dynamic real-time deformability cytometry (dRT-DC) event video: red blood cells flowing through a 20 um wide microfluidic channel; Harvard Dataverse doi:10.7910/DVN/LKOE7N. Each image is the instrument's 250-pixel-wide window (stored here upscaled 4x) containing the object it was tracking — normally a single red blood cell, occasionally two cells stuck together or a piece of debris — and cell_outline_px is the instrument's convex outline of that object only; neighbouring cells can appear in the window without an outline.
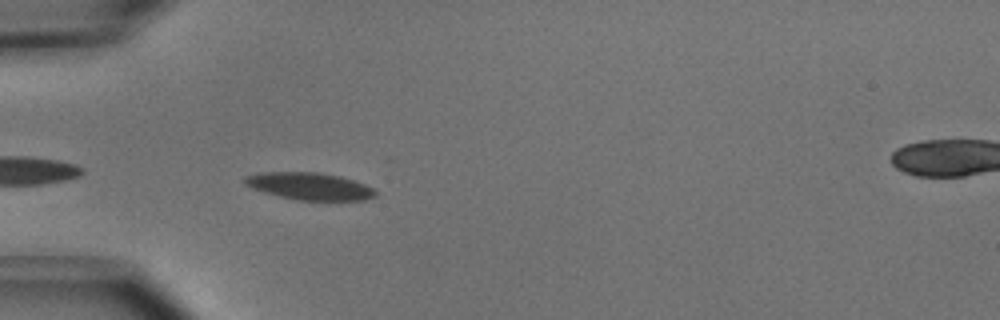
{"species": "common noctule bat (a hibernating species)", "species_latin": "Nyctalus noctula", "temperature_condition": "cold", "stored_images_in_passage": 18, "camera_frame_rate_fps": 3000, "um_per_image_px": 0.085, "animal": {"sex": "male", "body_mass_g": 15.6}, "frame": {"image": 1, "passage_image": 2, "time_ms": 0.333, "image_size_px": [1000, 320], "cell_outline_px": [[376, 196], [364, 200], [296, 200], [264, 192], [252, 188], [244, 184], [244, 176], [260, 172], [316, 172], [340, 176], [364, 184], [372, 188], [376, 192]], "centroid_in_image_um": [26.28, 15.82], "position_along_channel_um": 58.7, "area_um2": 20.63}}
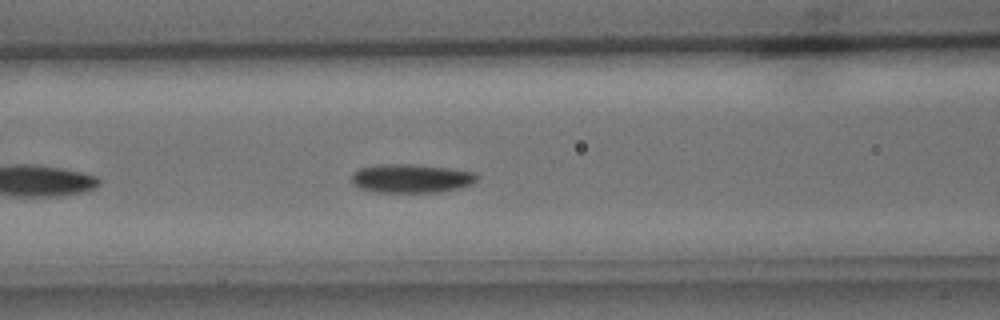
{"frame": {"image": 2, "passage_image": 8, "time_ms": 2.333, "image_size_px": [1000, 320], "cell_outline_px": [[476, 180], [472, 184], [460, 188], [436, 192], [376, 192], [360, 188], [352, 184], [352, 172], [356, 168], [380, 164], [412, 164], [448, 168], [472, 172], [476, 176]], "centroid_in_image_um": [34.88, 15.16], "position_along_channel_um": 131.7, "area_um2": 20.98}}
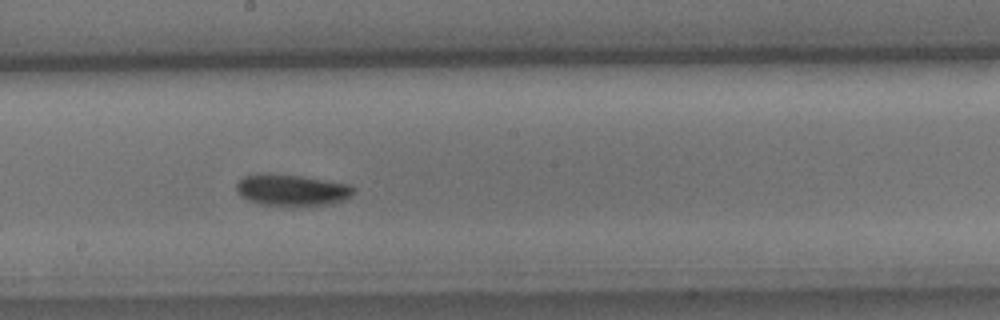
{"frame": {"image": 3, "passage_image": 15, "time_ms": 4.667, "image_size_px": [1000, 320], "cell_outline_px": [[352, 192], [344, 200], [328, 204], [260, 204], [248, 200], [240, 196], [236, 192], [236, 184], [244, 176], [300, 176], [352, 184]], "centroid_in_image_um": [24.81, 16.17], "position_along_channel_um": 223.4, "area_um2": 20.23}}